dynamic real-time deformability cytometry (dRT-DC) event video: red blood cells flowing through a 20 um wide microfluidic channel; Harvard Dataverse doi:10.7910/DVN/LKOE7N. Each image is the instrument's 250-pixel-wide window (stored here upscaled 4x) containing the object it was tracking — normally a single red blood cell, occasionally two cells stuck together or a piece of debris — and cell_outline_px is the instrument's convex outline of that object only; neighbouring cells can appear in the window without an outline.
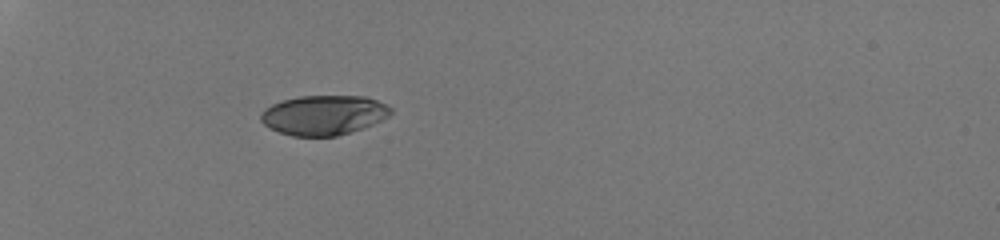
{"species": "human", "species_latin": "Homo sapiens", "temperature_condition": "room temperature", "stored_images_in_passage": 34, "camera_frame_rate_fps": 3000, "um_per_image_px": 0.085, "donor": {"sex": "male"}, "frame": {"image": 1, "passage_image": 1, "time_ms": 0.0, "image_size_px": [1000, 240], "cell_outline_px": [[392, 112], [388, 116], [364, 128], [336, 136], [292, 136], [280, 132], [264, 124], [260, 120], [260, 112], [264, 108], [272, 104], [284, 100], [300, 96], [364, 96], [388, 104], [392, 108]], "centroid_in_image_um": [27.52, 9.78], "position_along_channel_um": 57.5, "area_um2": 30.06}}
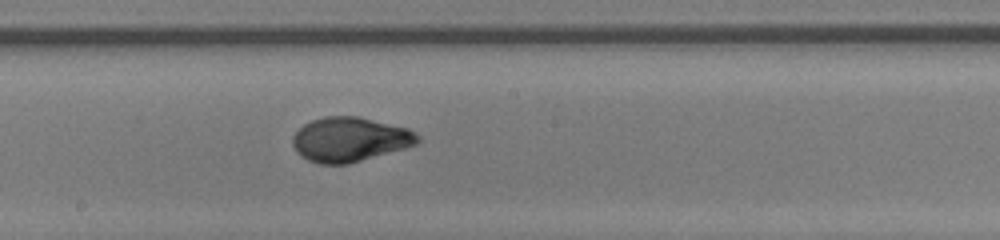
{"frame": {"image": 2, "passage_image": 15, "time_ms": 4.667, "image_size_px": [1000, 240], "cell_outline_px": [[420, 140], [416, 144], [404, 148], [348, 164], [320, 164], [308, 160], [300, 156], [296, 152], [292, 144], [292, 136], [304, 124], [312, 120], [324, 116], [360, 116], [408, 128], [416, 132], [420, 136]], "centroid_in_image_um": [29.72, 11.84], "position_along_channel_um": 218.5, "area_um2": 32.54}}
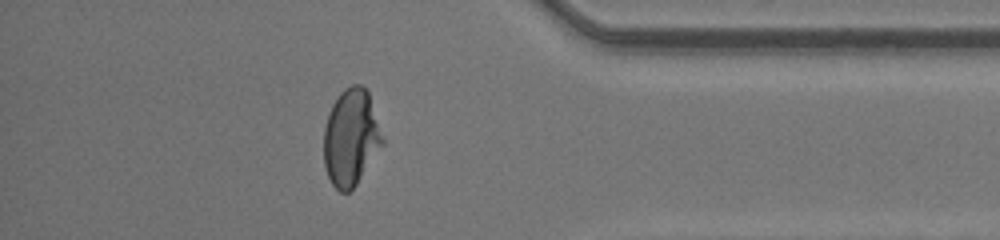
{"frame": {"image": 3, "passage_image": 29, "time_ms": 9.333, "image_size_px": [1000, 240], "cell_outline_px": [[384, 144], [356, 184], [348, 192], [340, 192], [332, 184], [328, 176], [324, 164], [324, 128], [328, 112], [332, 104], [340, 92], [344, 88], [352, 84], [360, 84], [368, 92], [384, 140]], "centroid_in_image_um": [29.82, 11.68], "position_along_channel_um": 405.4, "area_um2": 32.95}, "authors_computed_cell_mechanics": {"area_um2": 32.3391, "velocity_mm_per_s": 4.2823, "shape_relaxation_time_tau1_ms": 4.0054, "shape_relaxation_time_tau2_ms": null, "deformation_change_tau1": 0.2012, "deformation_change_tau2": null}}